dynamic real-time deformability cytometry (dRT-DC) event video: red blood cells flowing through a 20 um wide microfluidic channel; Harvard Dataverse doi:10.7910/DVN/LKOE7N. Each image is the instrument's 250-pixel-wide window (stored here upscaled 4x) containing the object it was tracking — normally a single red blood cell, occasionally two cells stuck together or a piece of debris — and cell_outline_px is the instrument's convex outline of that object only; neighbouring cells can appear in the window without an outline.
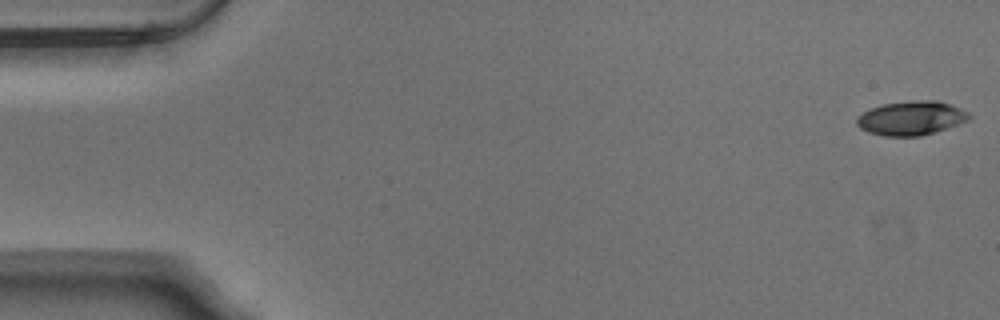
{"species": "Egyptian fruit bat (a non-hibernating species)", "species_latin": "Rousettus aegyptiacus", "temperature_condition": "warm", "stored_images_in_passage": 53, "camera_frame_rate_fps": 3000, "um_per_image_px": 0.085, "animal": {"sex": "male"}, "frame": {"image": 1, "passage_image": 1, "time_ms": 0.0, "image_size_px": [1000, 320], "cell_outline_px": [[972, 116], [968, 120], [920, 136], [884, 136], [868, 132], [860, 128], [856, 124], [856, 120], [864, 112], [872, 108], [884, 104], [916, 100], [936, 100], [960, 108], [968, 112]], "centroid_in_image_um": [77.44, 10.04], "position_along_channel_um": 7.6, "area_um2": 21.85}}
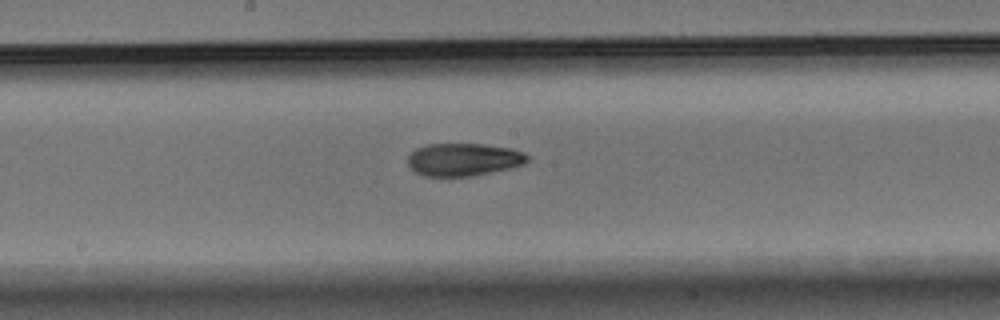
{"frame": {"image": 2, "passage_image": 28, "time_ms": 9.0, "image_size_px": [1000, 320], "cell_outline_px": [[532, 156], [524, 164], [512, 168], [472, 176], [424, 176], [416, 172], [408, 164], [408, 156], [416, 148], [428, 144], [480, 144], [508, 148], [524, 152]], "centroid_in_image_um": [39.44, 13.56], "position_along_channel_um": 208.8, "area_um2": 22.83}}
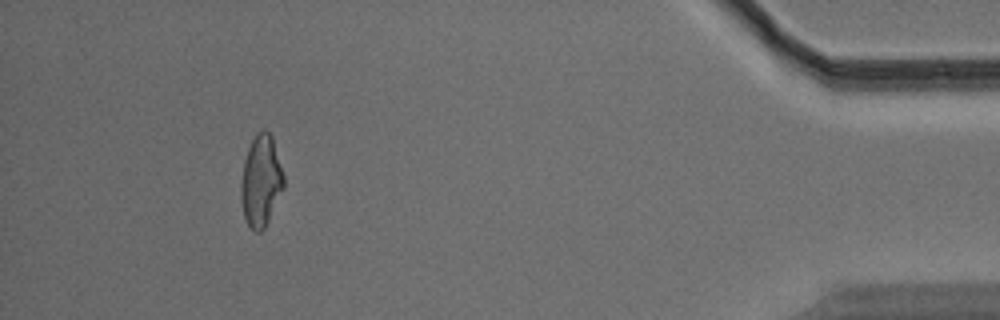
{"frame": {"image": 3, "passage_image": 49, "time_ms": 16.0, "image_size_px": [1000, 320], "cell_outline_px": [[284, 188], [264, 228], [260, 232], [256, 232], [248, 224], [244, 216], [240, 200], [240, 184], [244, 160], [248, 148], [256, 132], [264, 128], [272, 136], [284, 176]], "centroid_in_image_um": [22.17, 15.36], "position_along_channel_um": 413.0, "area_um2": 22.77}, "authors_computed_cell_mechanics": {"area_um2": 22.7732, "velocity_mm_per_s": 3.8016, "shape_relaxation_time_tau1_ms": 6.0142, "shape_relaxation_time_tau2_ms": 2.1299, "deformation_change_tau1": 0.1981, "deformation_change_tau2": 0.0906}}